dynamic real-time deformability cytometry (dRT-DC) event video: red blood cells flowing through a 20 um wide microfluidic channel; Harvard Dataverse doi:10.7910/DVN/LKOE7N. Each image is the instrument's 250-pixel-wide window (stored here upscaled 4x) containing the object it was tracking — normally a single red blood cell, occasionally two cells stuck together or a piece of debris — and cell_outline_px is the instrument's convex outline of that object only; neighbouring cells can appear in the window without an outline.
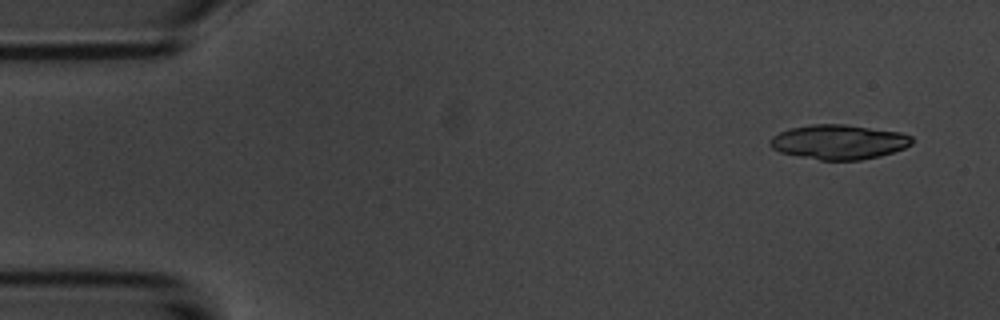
{"species": "common noctule bat (a hibernating species)", "species_latin": "Nyctalus noctula", "temperature_condition": "room temperature", "stored_images_in_passage": 3, "segment_of_instrument_passage": [1, 2], "camera_frame_rate_fps": 3000, "um_per_image_px": 0.085, "animal": {"sex": "male", "body_mass_g": 20.1, "forearm_length_mm": 53.5}, "frame": {"image": 1, "passage_image": 1, "time_ms": 0.0, "image_size_px": [1000, 320], "cell_outline_px": [[912, 144], [904, 148], [880, 156], [860, 160], [820, 160], [780, 152], [772, 148], [768, 144], [768, 140], [772, 136], [788, 128], [812, 124], [844, 124], [900, 132], [912, 136]], "centroid_in_image_um": [71.27, 12.06], "position_along_channel_um": 13.7, "area_um2": 28.67}}